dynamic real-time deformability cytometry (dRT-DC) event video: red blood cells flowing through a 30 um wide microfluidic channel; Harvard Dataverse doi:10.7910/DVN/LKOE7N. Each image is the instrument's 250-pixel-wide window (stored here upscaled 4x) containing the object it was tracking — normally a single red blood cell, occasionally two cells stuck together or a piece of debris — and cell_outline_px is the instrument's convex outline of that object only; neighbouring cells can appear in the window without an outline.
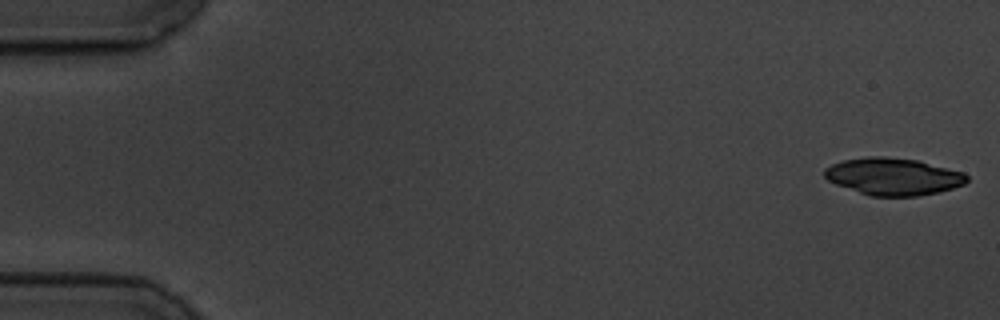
{"species": "common noctule bat (a hibernating species)", "species_latin": "Nyctalus noctula", "temperature_condition": "cold", "stored_images_in_passage": 12, "camera_frame_rate_fps": 3000, "um_per_image_px": 0.085, "animal": {"sex": "male", "body_mass_g": 19.5, "forearm_length_mm": 54.6}, "frame": {"image": 1, "passage_image": 1, "time_ms": 0.0, "image_size_px": [1000, 320], "cell_outline_px": [[968, 180], [964, 184], [952, 188], [936, 192], [916, 196], [872, 196], [836, 184], [828, 180], [824, 176], [824, 168], [832, 164], [844, 160], [868, 156], [884, 156], [916, 160], [964, 172], [968, 176]], "centroid_in_image_um": [75.92, 14.99], "position_along_channel_um": 9.1, "area_um2": 30.58}}